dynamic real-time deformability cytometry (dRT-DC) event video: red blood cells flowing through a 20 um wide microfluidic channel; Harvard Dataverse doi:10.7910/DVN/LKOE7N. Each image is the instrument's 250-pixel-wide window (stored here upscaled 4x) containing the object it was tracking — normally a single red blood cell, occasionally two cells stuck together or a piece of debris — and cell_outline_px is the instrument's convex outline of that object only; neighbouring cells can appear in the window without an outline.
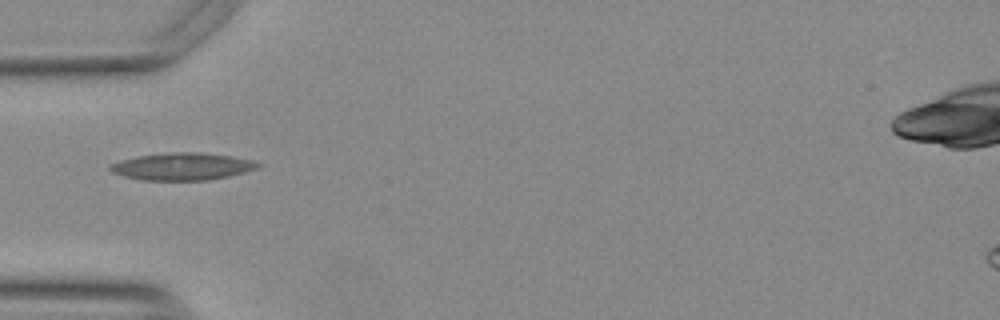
{"species": "Egyptian fruit bat (a non-hibernating species)", "species_latin": "Rousettus aegyptiacus", "temperature_condition": "warm", "stored_images_in_passage": 33, "camera_frame_rate_fps": 3000, "um_per_image_px": 0.085, "animal": {"sex": "female"}, "frame": {"image": 1, "passage_image": 1, "time_ms": 0.0, "image_size_px": [1000, 320], "cell_outline_px": [[260, 164], [256, 168], [244, 172], [228, 176], [208, 180], [144, 180], [124, 176], [112, 172], [108, 168], [108, 164], [120, 160], [136, 156], [168, 152], [200, 152], [232, 156], [252, 160]], "centroid_in_image_um": [15.44, 14.14], "position_along_channel_um": 69.6, "area_um2": 23.47}}
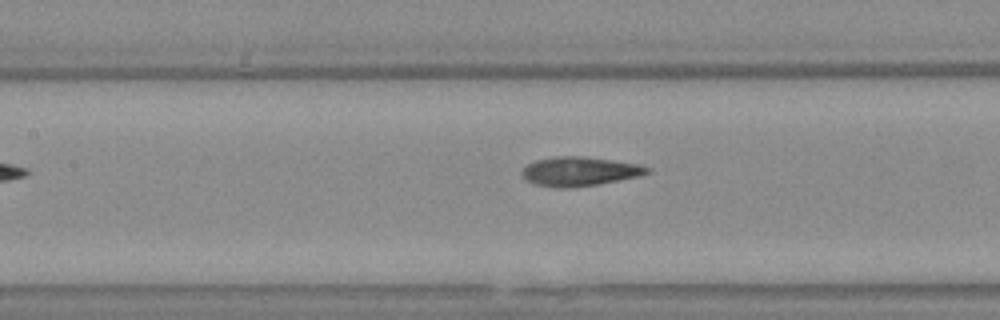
{"frame": {"image": 2, "passage_image": 8, "time_ms": 2.333, "image_size_px": [1000, 320], "cell_outline_px": [[652, 172], [640, 176], [596, 184], [568, 188], [556, 188], [532, 184], [520, 172], [528, 164], [536, 160], [556, 156], [580, 156], [612, 160], [640, 164], [652, 168]], "centroid_in_image_um": [49.29, 14.57], "position_along_channel_um": 158.1, "area_um2": 21.27}}
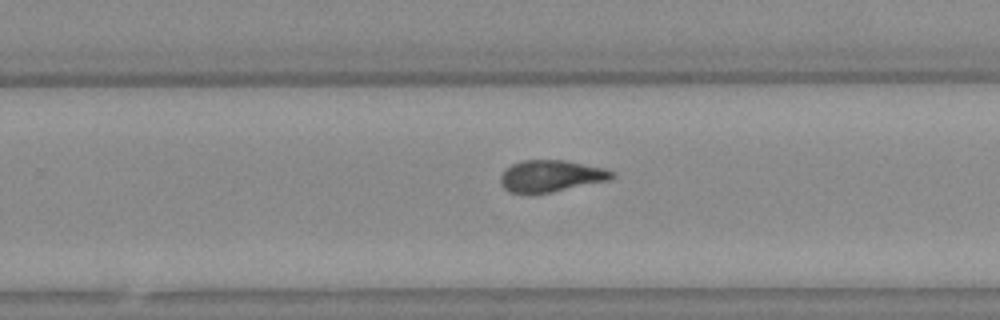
{"frame": {"image": 3, "passage_image": 18, "time_ms": 5.667, "image_size_px": [1000, 320], "cell_outline_px": [[616, 176], [612, 180], [552, 192], [508, 192], [500, 184], [500, 176], [504, 168], [512, 164], [524, 160], [568, 160], [604, 168], [616, 172]], "centroid_in_image_um": [46.88, 14.94], "position_along_channel_um": 282.9, "area_um2": 20.81}, "authors_computed_cell_mechanics": {"area_um2": 20.6924, "velocity_mm_per_s": 3.7711, "shape_relaxation_time_tau1_ms": 5.2598, "shape_relaxation_time_tau2_ms": 2.0297, "deformation_change_tau1": 0.1976, "deformation_change_tau2": 0.1083}}